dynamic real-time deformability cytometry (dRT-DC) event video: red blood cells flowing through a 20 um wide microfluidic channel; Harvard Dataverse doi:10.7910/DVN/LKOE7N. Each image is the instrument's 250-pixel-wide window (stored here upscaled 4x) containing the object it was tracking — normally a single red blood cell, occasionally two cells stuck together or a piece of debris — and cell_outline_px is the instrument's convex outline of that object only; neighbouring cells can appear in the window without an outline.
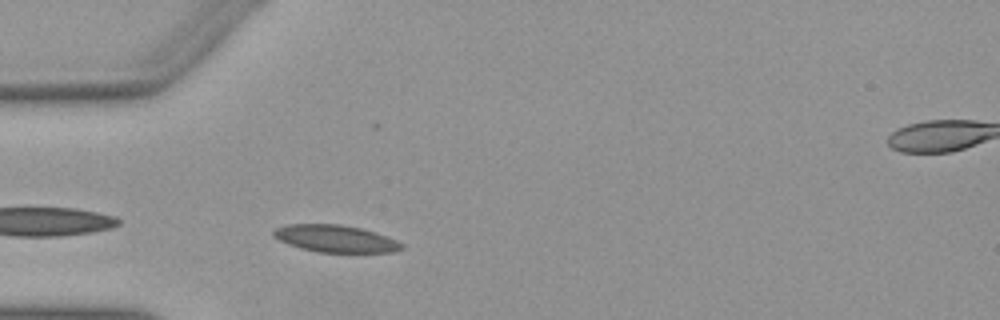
{"species": "Egyptian fruit bat (a non-hibernating species)", "species_latin": "Rousettus aegyptiacus", "temperature_condition": "warm", "stored_images_in_passage": 9, "camera_frame_rate_fps": 3000, "um_per_image_px": 0.085, "animal": {"sex": "female"}, "frame": {"image": 1, "passage_image": 2, "time_ms": 0.333, "image_size_px": [1000, 320], "cell_outline_px": [[404, 248], [392, 252], [320, 252], [300, 248], [288, 244], [272, 236], [272, 232], [276, 228], [288, 224], [340, 224], [360, 228], [376, 232], [396, 240], [404, 244]], "centroid_in_image_um": [28.51, 20.28], "position_along_channel_um": 56.5, "area_um2": 20.23}}
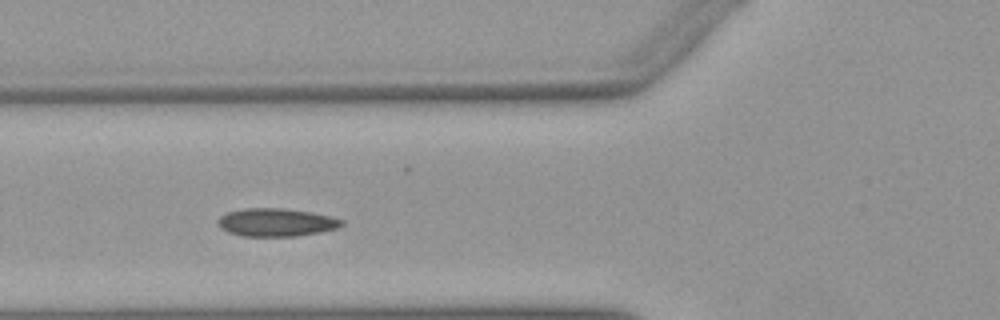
{"frame": {"image": 2, "passage_image": 6, "time_ms": 1.667, "image_size_px": [1000, 320], "cell_outline_px": [[344, 224], [336, 228], [320, 232], [296, 236], [244, 236], [228, 232], [220, 228], [216, 224], [216, 220], [220, 216], [228, 212], [244, 208], [284, 208], [312, 212], [332, 216], [344, 220]], "centroid_in_image_um": [23.47, 18.89], "position_along_channel_um": 102.3, "area_um2": 20.4}}